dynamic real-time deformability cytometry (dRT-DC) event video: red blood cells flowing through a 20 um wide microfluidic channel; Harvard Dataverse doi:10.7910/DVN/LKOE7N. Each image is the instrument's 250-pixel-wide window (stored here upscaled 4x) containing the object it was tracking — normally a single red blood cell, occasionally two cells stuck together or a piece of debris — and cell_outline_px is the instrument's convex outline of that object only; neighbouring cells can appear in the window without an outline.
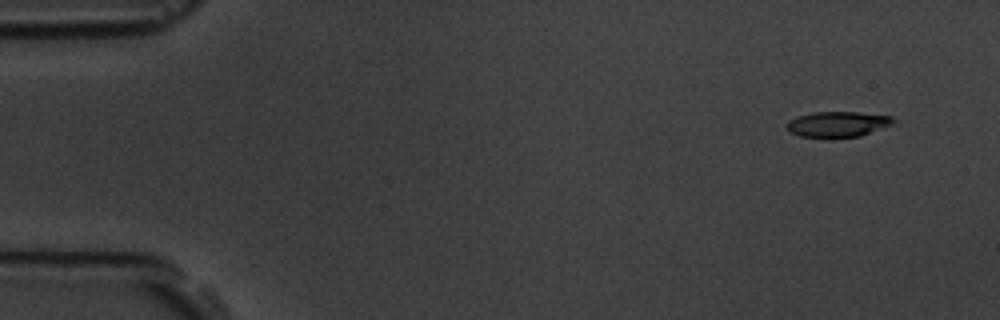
{"species": "common noctule bat (a hibernating species)", "species_latin": "Nyctalus noctula", "temperature_condition": "room temperature", "stored_images_in_passage": 6, "segment_of_instrument_passage": [2, 2], "camera_frame_rate_fps": 3000, "um_per_image_px": 0.085, "animal": {"sex": "male", "body_mass_g": 19.5, "forearm_length_mm": 54.6}, "frame": {"image": 1, "passage_image": 6, "time_ms": 6.0, "image_size_px": [1000, 320], "cell_outline_px": [[896, 120], [888, 124], [860, 136], [800, 136], [788, 132], [788, 120], [812, 112], [856, 112], [892, 116]], "centroid_in_image_um": [71.16, 10.53], "position_along_channel_um": 13.8, "area_um2": 15.14}}